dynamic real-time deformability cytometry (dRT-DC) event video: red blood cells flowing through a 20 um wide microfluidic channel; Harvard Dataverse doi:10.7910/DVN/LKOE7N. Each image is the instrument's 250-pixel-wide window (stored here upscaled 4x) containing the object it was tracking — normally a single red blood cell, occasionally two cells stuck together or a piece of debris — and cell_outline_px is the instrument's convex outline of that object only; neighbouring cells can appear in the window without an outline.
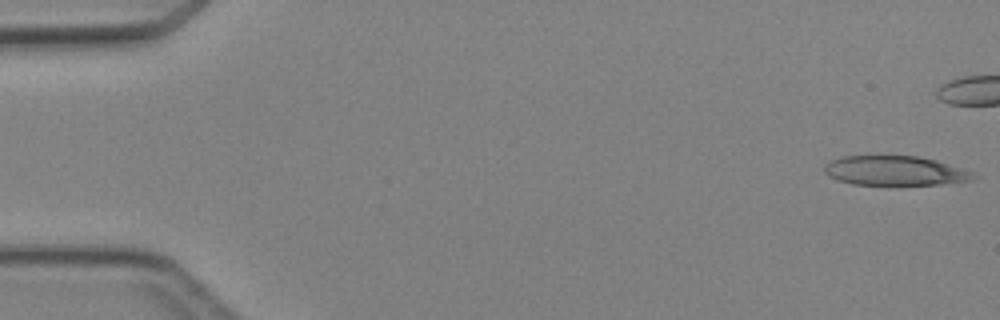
{"species": "Egyptian fruit bat (a non-hibernating species)", "species_latin": "Rousettus aegyptiacus", "temperature_condition": "cold", "stored_images_in_passage": 8, "camera_frame_rate_fps": 3000, "um_per_image_px": 0.085, "animal": {"sex": "female"}, "frame": {"image": 1, "passage_image": 1, "time_ms": 0.0, "image_size_px": [1000, 320], "cell_outline_px": [[980, 176], [972, 180], [940, 184], [852, 184], [836, 180], [828, 176], [824, 172], [824, 164], [832, 160], [844, 156], [916, 156], [936, 160], [972, 172]], "centroid_in_image_um": [76.05, 14.51], "position_along_channel_um": 8.9, "area_um2": 25.43}}
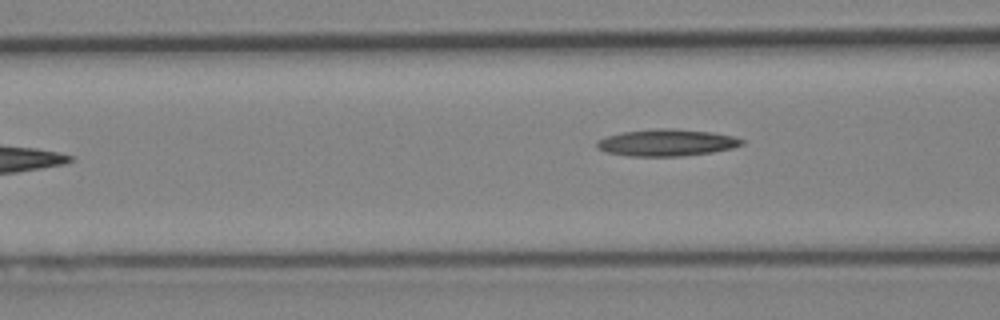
{"frame": {"image": 2, "passage_image": 7, "time_ms": 7.0, "image_size_px": [1000, 320], "cell_outline_px": [[744, 144], [732, 148], [712, 152], [680, 156], [632, 156], [608, 152], [596, 148], [596, 144], [600, 140], [608, 136], [624, 132], [656, 128], [672, 128], [712, 132], [732, 136], [744, 140]], "centroid_in_image_um": [56.7, 12.12], "position_along_channel_um": 109.9, "area_um2": 22.43}}
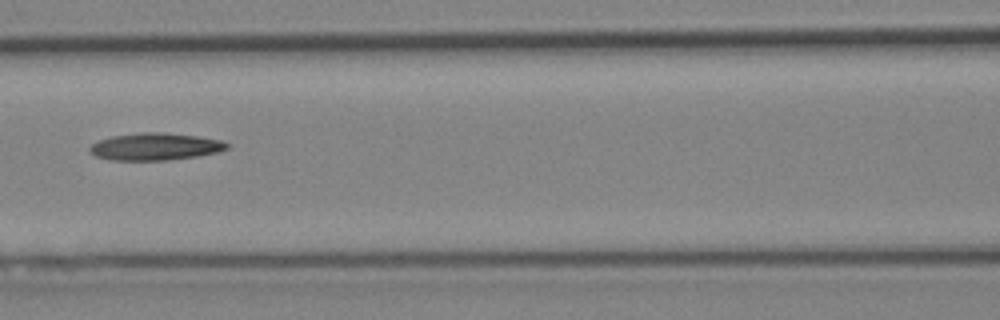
{"frame": {"image": 3, "passage_image": 8, "time_ms": 8.0, "image_size_px": [1000, 320], "cell_outline_px": [[232, 144], [228, 148], [216, 152], [196, 156], [168, 160], [112, 160], [96, 156], [88, 148], [92, 144], [100, 140], [112, 136], [144, 132], [160, 132], [196, 136], [220, 140]], "centroid_in_image_um": [13.21, 12.46], "position_along_channel_um": 153.4, "area_um2": 21.5}}